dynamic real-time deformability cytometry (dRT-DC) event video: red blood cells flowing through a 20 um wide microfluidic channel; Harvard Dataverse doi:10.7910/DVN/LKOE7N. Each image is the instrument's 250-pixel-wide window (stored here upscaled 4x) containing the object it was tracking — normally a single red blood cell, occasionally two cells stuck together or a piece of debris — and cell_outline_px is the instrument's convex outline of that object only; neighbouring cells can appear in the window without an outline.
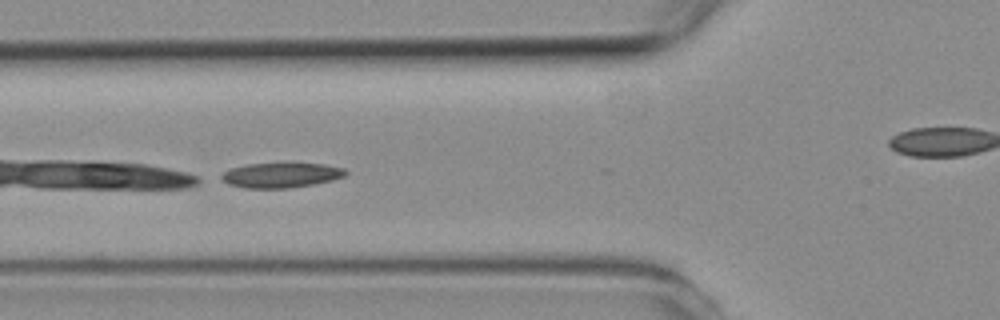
{"species": "common noctule bat (a hibernating species)", "species_latin": "Nyctalus noctula", "temperature_condition": "room temperature", "stored_images_in_passage": 6, "camera_frame_rate_fps": 3000, "um_per_image_px": 0.085, "animal": {"sex": "female", "body_mass_g": 19.3, "forearm_length_mm": 54.1}, "frame": {"image": 1, "passage_image": 6, "time_ms": 6.0, "image_size_px": [1000, 320], "cell_outline_px": [[348, 172], [344, 176], [332, 180], [312, 184], [288, 188], [244, 188], [228, 184], [220, 180], [216, 176], [232, 168], [244, 164], [280, 160], [292, 160], [324, 164], [344, 168]], "centroid_in_image_um": [23.84, 14.82], "position_along_channel_um": 102.0, "area_um2": 19.31}}